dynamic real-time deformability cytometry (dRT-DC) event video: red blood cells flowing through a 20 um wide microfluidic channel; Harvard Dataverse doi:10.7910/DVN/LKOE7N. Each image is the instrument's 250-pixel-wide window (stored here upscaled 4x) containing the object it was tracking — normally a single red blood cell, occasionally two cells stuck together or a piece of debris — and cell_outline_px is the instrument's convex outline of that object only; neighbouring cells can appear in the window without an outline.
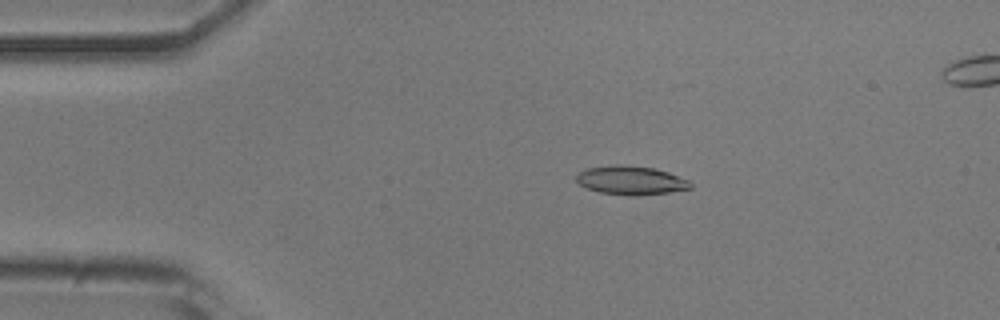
{"species": "common noctule bat (a hibernating species)", "species_latin": "Nyctalus noctula", "temperature_condition": "room temperature", "stored_images_in_passage": 52, "camera_frame_rate_fps": 3000, "um_per_image_px": 0.085, "animal": {"sex": "male", "body_mass_g": 20.5, "forearm_length_mm": 52.5}, "frame": {"image": 1, "passage_image": 10, "time_ms": 3.0, "image_size_px": [1000, 320], "cell_outline_px": [[692, 188], [668, 192], [600, 192], [588, 188], [580, 184], [576, 180], [576, 176], [580, 172], [588, 168], [616, 164], [620, 164], [652, 168], [668, 172], [688, 180], [692, 184]], "centroid_in_image_um": [53.62, 15.26], "position_along_channel_um": 31.4, "area_um2": 17.86}}
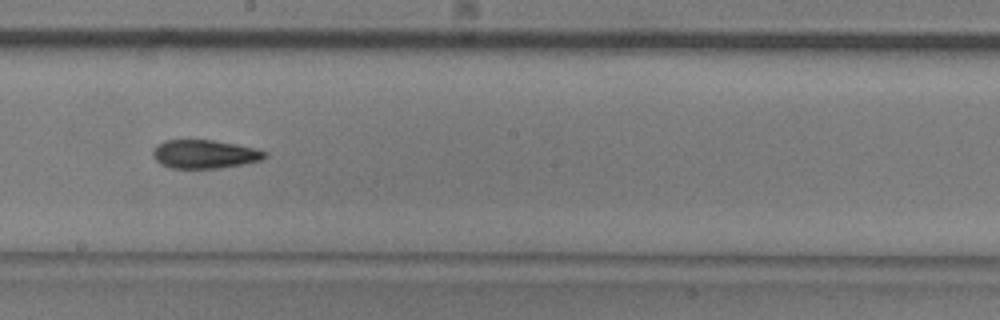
{"frame": {"image": 2, "passage_image": 29, "time_ms": 9.333, "image_size_px": [1000, 320], "cell_outline_px": [[268, 156], [260, 160], [220, 168], [172, 168], [160, 164], [152, 156], [152, 148], [156, 144], [164, 140], [212, 140], [236, 144], [256, 148], [268, 152]], "centroid_in_image_um": [17.36, 13.09], "position_along_channel_um": 230.8, "area_um2": 18.73}}
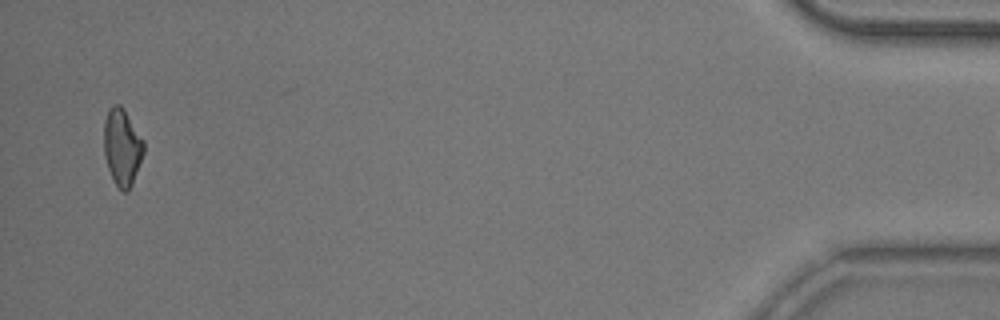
{"frame": {"image": 3, "passage_image": 51, "time_ms": 16.667, "image_size_px": [1000, 320], "cell_outline_px": [[144, 152], [132, 184], [128, 192], [120, 192], [112, 180], [104, 156], [104, 120], [112, 104], [120, 104], [124, 108], [144, 140]], "centroid_in_image_um": [10.38, 12.52], "position_along_channel_um": 424.8, "area_um2": 18.09}}